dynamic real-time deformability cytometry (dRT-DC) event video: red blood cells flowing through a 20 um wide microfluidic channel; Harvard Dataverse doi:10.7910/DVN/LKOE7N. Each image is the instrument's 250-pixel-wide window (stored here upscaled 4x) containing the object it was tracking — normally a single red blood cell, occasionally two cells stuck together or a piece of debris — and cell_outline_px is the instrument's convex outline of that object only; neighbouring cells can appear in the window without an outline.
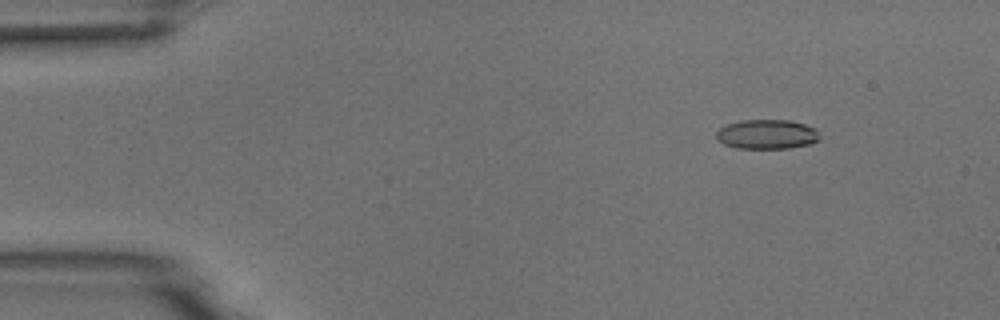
{"species": "common noctule bat (a hibernating species)", "species_latin": "Nyctalus noctula", "temperature_condition": "room temperature", "stored_images_in_passage": 4, "camera_frame_rate_fps": 3000, "um_per_image_px": 0.085, "animal": {"sex": "male", "body_mass_g": 18.8}, "frame": {"image": 1, "passage_image": 2, "time_ms": 1.333, "image_size_px": [1000, 320], "cell_outline_px": [[820, 140], [808, 144], [788, 148], [736, 148], [724, 144], [716, 136], [716, 132], [720, 128], [728, 124], [740, 120], [788, 120], [804, 124], [816, 128], [820, 136]], "centroid_in_image_um": [65.21, 11.41], "position_along_channel_um": 19.8, "area_um2": 17.69}}
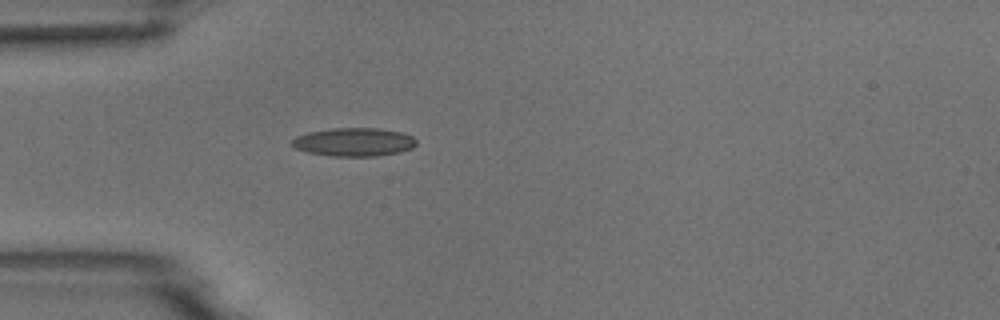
{"frame": {"image": 2, "passage_image": 4, "time_ms": 4.333, "image_size_px": [1000, 320], "cell_outline_px": [[416, 144], [412, 148], [400, 152], [376, 156], [332, 156], [308, 152], [296, 148], [292, 144], [292, 140], [296, 136], [308, 132], [332, 128], [380, 128], [400, 132], [412, 136], [416, 140]], "centroid_in_image_um": [30.1, 12.07], "position_along_channel_um": 54.9, "area_um2": 20.52}}